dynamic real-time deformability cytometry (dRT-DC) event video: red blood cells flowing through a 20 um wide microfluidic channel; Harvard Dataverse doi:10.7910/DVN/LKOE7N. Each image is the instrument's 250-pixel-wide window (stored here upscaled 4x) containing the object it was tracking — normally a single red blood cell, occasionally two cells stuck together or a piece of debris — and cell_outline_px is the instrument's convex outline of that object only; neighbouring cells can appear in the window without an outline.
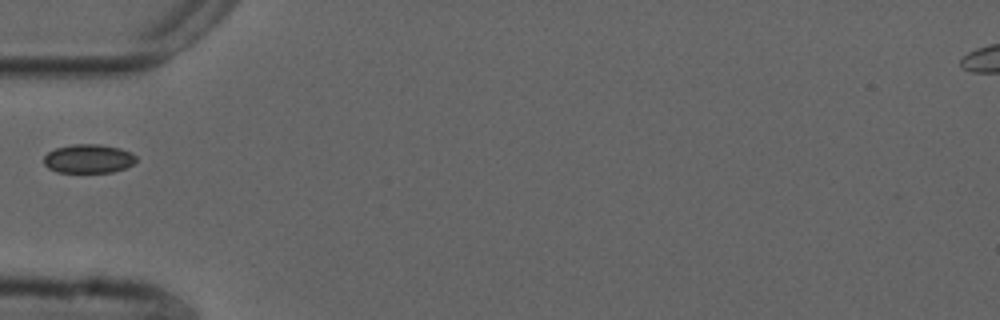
{"species": "common noctule bat (a hibernating species)", "species_latin": "Nyctalus noctula", "temperature_condition": "cold", "stored_images_in_passage": 1, "camera_frame_rate_fps": 3000, "um_per_image_px": 0.085, "animal": {"sex": "male", "forearm_length_mm": 52.5}, "frame": {"image": 1, "passage_image": 1, "time_ms": 0.0, "image_size_px": [1000, 320], "cell_outline_px": [[136, 160], [132, 164], [124, 168], [112, 172], [56, 172], [48, 168], [44, 164], [44, 156], [48, 152], [56, 148], [72, 144], [100, 144], [120, 148], [132, 152], [136, 156]], "centroid_in_image_um": [7.51, 13.48], "position_along_channel_um": 77.5, "area_um2": 15.55}}